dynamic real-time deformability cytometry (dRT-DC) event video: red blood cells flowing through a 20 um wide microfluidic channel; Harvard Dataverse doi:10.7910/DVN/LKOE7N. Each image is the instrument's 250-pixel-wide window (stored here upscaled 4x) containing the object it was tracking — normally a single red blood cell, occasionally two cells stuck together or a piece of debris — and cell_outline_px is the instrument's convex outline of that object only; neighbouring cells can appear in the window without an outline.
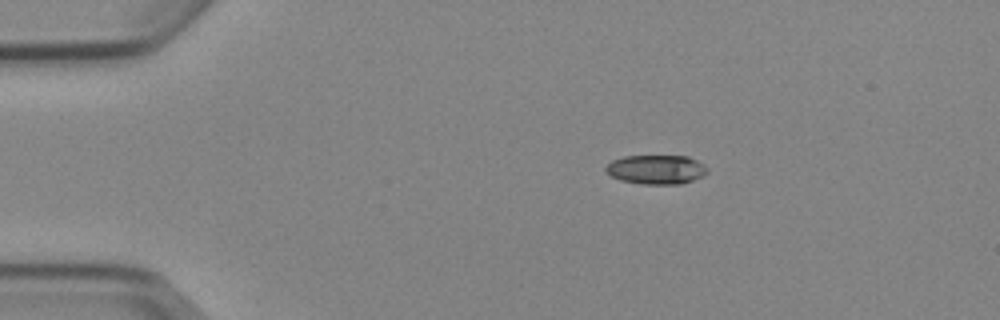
{"species": "Egyptian fruit bat (a non-hibernating species)", "species_latin": "Rousettus aegyptiacus", "temperature_condition": "cold", "stored_images_in_passage": 4, "camera_frame_rate_fps": 3000, "um_per_image_px": 0.085, "animal": {"sex": "female"}, "frame": {"image": 1, "passage_image": 1, "time_ms": 0.0, "image_size_px": [1000, 320], "cell_outline_px": [[708, 172], [704, 176], [680, 184], [640, 184], [620, 180], [604, 172], [604, 168], [612, 160], [624, 156], [688, 156], [704, 164], [708, 168]], "centroid_in_image_um": [55.78, 14.41], "position_along_channel_um": 29.2, "area_um2": 17.46}}
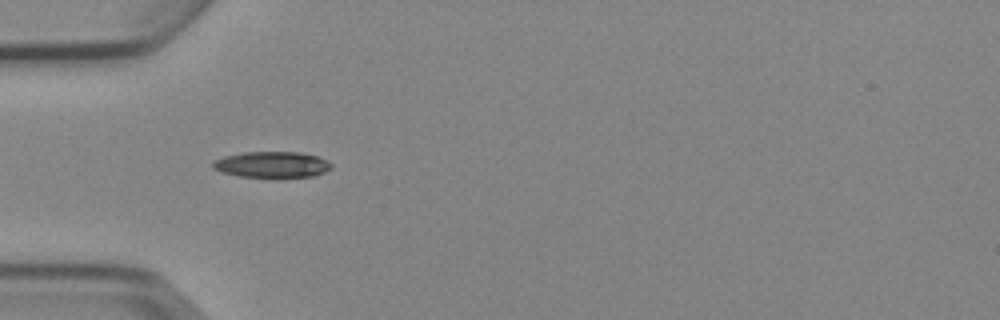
{"frame": {"image": 2, "passage_image": 3, "time_ms": 2.333, "image_size_px": [1000, 320], "cell_outline_px": [[332, 168], [316, 176], [280, 180], [276, 180], [240, 176], [220, 172], [212, 168], [212, 160], [224, 156], [244, 152], [300, 152], [316, 156], [332, 164]], "centroid_in_image_um": [23.1, 14.04], "position_along_channel_um": 61.9, "area_um2": 18.9}}
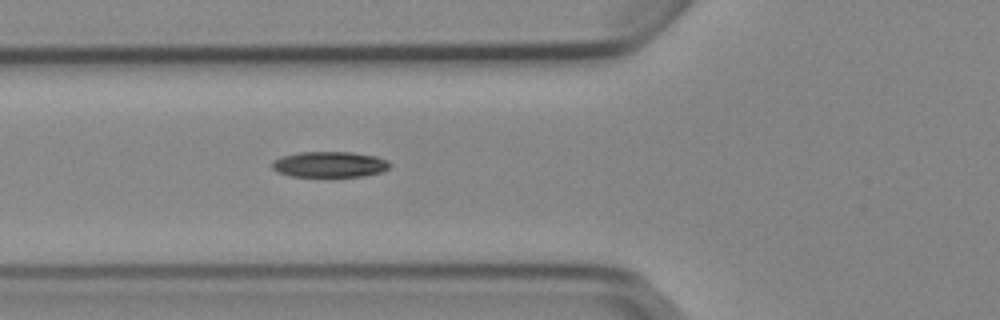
{"frame": {"image": 3, "passage_image": 4, "time_ms": 3.333, "image_size_px": [1000, 320], "cell_outline_px": [[392, 164], [388, 168], [380, 172], [364, 176], [332, 180], [292, 176], [276, 172], [272, 168], [272, 160], [280, 156], [300, 152], [352, 152], [376, 156], [388, 160]], "centroid_in_image_um": [28.0, 14.03], "position_along_channel_um": 97.8, "area_um2": 18.79}}